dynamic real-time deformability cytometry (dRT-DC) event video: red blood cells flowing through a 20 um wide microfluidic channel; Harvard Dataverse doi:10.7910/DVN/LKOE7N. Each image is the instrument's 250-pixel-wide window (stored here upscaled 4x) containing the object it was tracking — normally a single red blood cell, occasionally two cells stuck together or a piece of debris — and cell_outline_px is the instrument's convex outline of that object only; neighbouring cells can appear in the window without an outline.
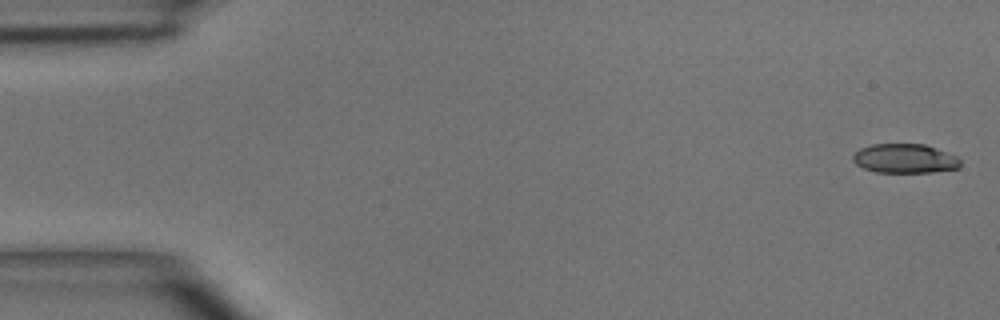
{"species": "common noctule bat (a hibernating species)", "species_latin": "Nyctalus noctula", "temperature_condition": "room temperature", "stored_images_in_passage": 6, "camera_frame_rate_fps": 3000, "um_per_image_px": 0.085, "animal": {"sex": "male", "body_mass_g": 15.6}, "frame": {"image": 1, "passage_image": 1, "time_ms": 0.0, "image_size_px": [1000, 320], "cell_outline_px": [[960, 164], [956, 168], [932, 172], [876, 172], [864, 168], [856, 164], [852, 160], [852, 156], [860, 148], [872, 144], [924, 144], [956, 156], [960, 160]], "centroid_in_image_um": [76.87, 13.47], "position_along_channel_um": 8.1, "area_um2": 18.09}}
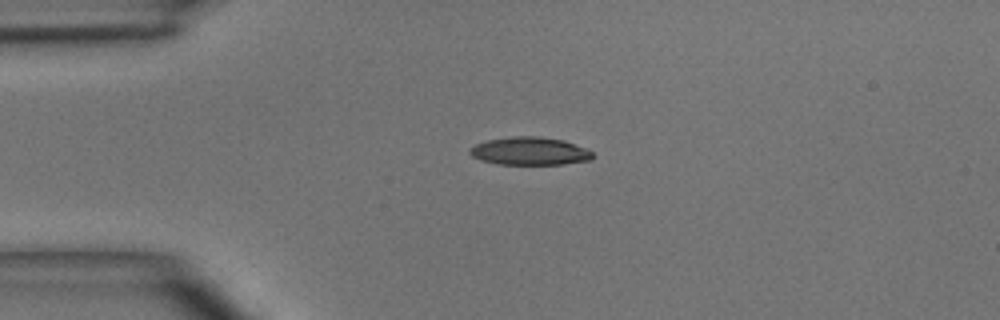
{"frame": {"image": 2, "passage_image": 4, "time_ms": 3.333, "image_size_px": [1000, 320], "cell_outline_px": [[592, 156], [588, 160], [564, 164], [500, 164], [480, 160], [472, 156], [468, 152], [476, 144], [488, 140], [512, 136], [540, 136], [564, 140], [584, 148], [592, 152]], "centroid_in_image_um": [45.01, 12.84], "position_along_channel_um": 40.0, "area_um2": 19.77}}